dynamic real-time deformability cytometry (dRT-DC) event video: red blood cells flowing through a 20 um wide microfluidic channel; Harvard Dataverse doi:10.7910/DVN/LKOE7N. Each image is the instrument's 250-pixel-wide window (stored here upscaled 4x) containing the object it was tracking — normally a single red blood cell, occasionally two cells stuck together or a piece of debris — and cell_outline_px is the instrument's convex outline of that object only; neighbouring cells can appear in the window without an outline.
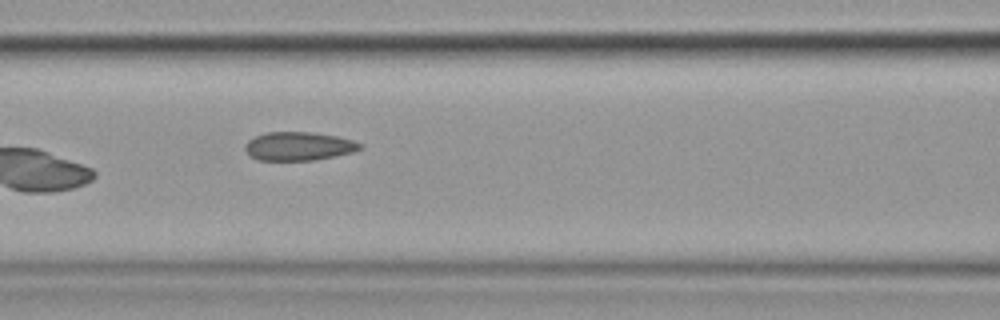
{"species": "common noctule bat (a hibernating species)", "species_latin": "Nyctalus noctula", "temperature_condition": "cold", "stored_images_in_passage": 10, "camera_frame_rate_fps": 3000, "um_per_image_px": 0.085, "animal": {"sex": "female", "body_mass_g": 19.9}, "frame": {"image": 1, "passage_image": 7, "time_ms": 8.0, "image_size_px": [1000, 320], "cell_outline_px": [[364, 148], [352, 152], [336, 156], [316, 160], [256, 160], [244, 148], [244, 144], [248, 140], [256, 136], [268, 132], [312, 132], [336, 136], [352, 140], [364, 144]], "centroid_in_image_um": [25.42, 12.43], "position_along_channel_um": 141.2, "area_um2": 19.19}}